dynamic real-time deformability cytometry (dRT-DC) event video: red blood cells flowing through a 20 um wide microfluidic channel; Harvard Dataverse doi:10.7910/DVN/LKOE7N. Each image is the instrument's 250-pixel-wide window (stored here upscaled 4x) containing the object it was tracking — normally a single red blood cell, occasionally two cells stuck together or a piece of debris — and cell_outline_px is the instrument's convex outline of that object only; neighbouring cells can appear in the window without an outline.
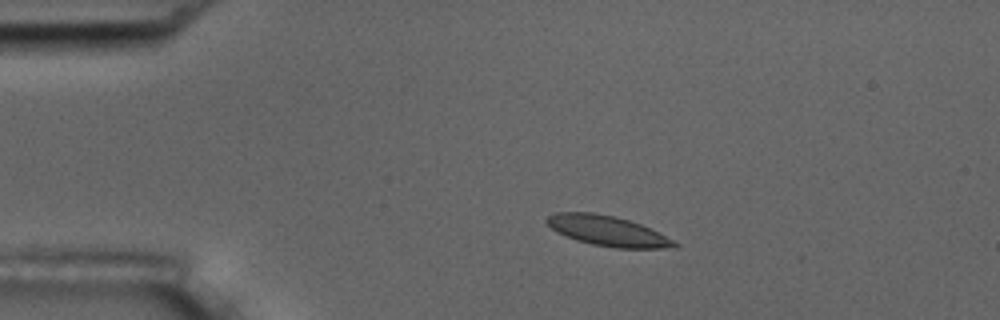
{"species": "common noctule bat (a hibernating species)", "species_latin": "Nyctalus noctula", "temperature_condition": "room temperature", "stored_images_in_passage": 15, "camera_frame_rate_fps": 3000, "um_per_image_px": 0.085, "animal": {"sex": "male", "body_mass_g": 17.5, "forearm_length_mm": 52.3}, "frame": {"image": 1, "passage_image": 3, "time_ms": 2.333, "image_size_px": [1000, 320], "cell_outline_px": [[680, 244], [676, 248], [616, 248], [592, 244], [576, 240], [556, 232], [544, 220], [548, 216], [556, 212], [592, 212], [616, 216], [640, 224]], "centroid_in_image_um": [51.61, 19.62], "position_along_channel_um": 33.4, "area_um2": 22.25}}
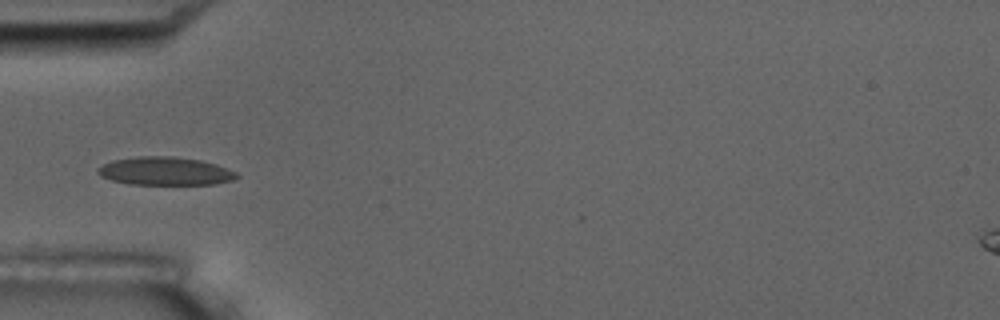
{"frame": {"image": 2, "passage_image": 5, "time_ms": 4.667, "image_size_px": [1000, 320], "cell_outline_px": [[240, 176], [232, 180], [216, 184], [128, 184], [112, 180], [100, 176], [96, 172], [96, 168], [112, 160], [140, 156], [176, 156], [200, 160], [216, 164], [236, 172]], "centroid_in_image_um": [14.02, 14.54], "position_along_channel_um": 71.0, "area_um2": 22.89}}
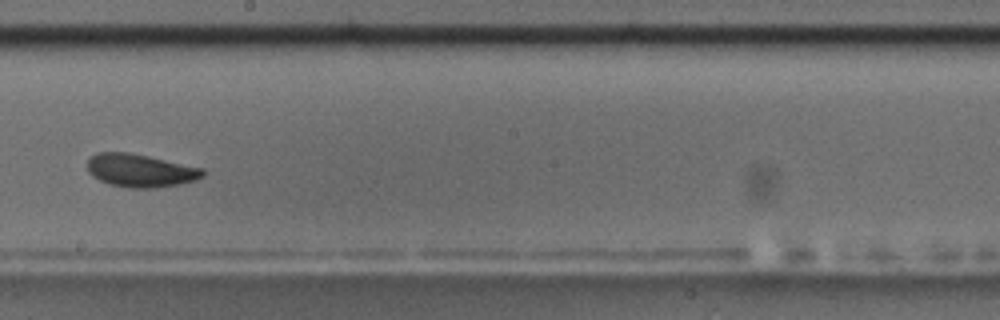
{"frame": {"image": 3, "passage_image": 9, "time_ms": 9.333, "image_size_px": [1000, 320], "cell_outline_px": [[204, 176], [196, 180], [180, 184], [156, 188], [128, 188], [108, 184], [92, 176], [88, 172], [88, 160], [96, 152], [128, 152], [148, 156], [204, 168]], "centroid_in_image_um": [11.94, 14.5], "position_along_channel_um": 236.3, "area_um2": 22.37}, "authors_computed_cell_mechanics": {"area_um2": 21.7906, "velocity_mm_per_s": 3.56, "shape_relaxation_time_tau1_ms": 2.3201, "shape_relaxation_time_tau2_ms": 1.0591, "deformation_change_tau1": 0.0736, "deformation_change_tau2": 0.052}}